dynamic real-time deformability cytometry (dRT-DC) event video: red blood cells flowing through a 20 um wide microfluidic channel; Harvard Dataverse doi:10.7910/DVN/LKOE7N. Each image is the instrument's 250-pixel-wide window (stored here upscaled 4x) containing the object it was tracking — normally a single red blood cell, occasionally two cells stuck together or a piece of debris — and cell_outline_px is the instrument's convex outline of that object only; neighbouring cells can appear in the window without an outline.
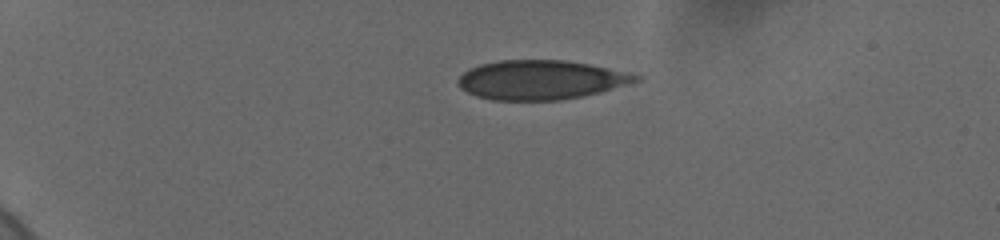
{"species": "human", "species_latin": "Homo sapiens", "temperature_condition": "cold", "stored_images_in_passage": 44, "camera_frame_rate_fps": 3000, "um_per_image_px": 0.085, "donor": {"sex": "female"}, "frame": {"image": 1, "passage_image": 1, "time_ms": 0.0, "image_size_px": [1000, 240], "cell_outline_px": [[644, 80], [580, 96], [560, 100], [492, 100], [476, 96], [460, 88], [456, 80], [468, 68], [480, 64], [500, 60], [564, 60], [588, 64], [632, 72], [644, 76]], "centroid_in_image_um": [45.98, 6.78], "position_along_channel_um": 39.0, "area_um2": 40.75}}
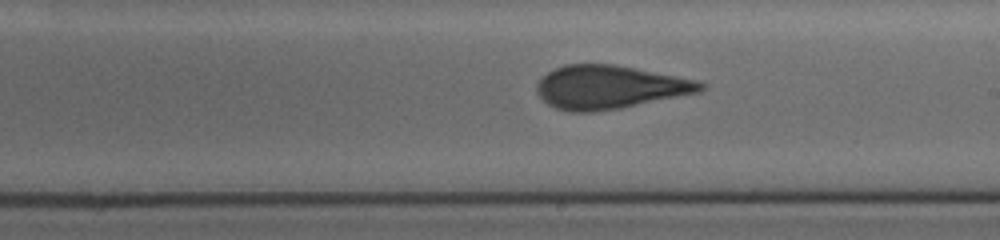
{"frame": {"image": 2, "passage_image": 23, "time_ms": 7.333, "image_size_px": [1000, 240], "cell_outline_px": [[704, 88], [700, 92], [620, 108], [592, 112], [568, 112], [556, 108], [548, 104], [536, 92], [536, 84], [552, 68], [564, 64], [616, 64], [696, 80], [704, 84]], "centroid_in_image_um": [51.77, 7.4], "position_along_channel_um": 237.2, "area_um2": 41.33}}
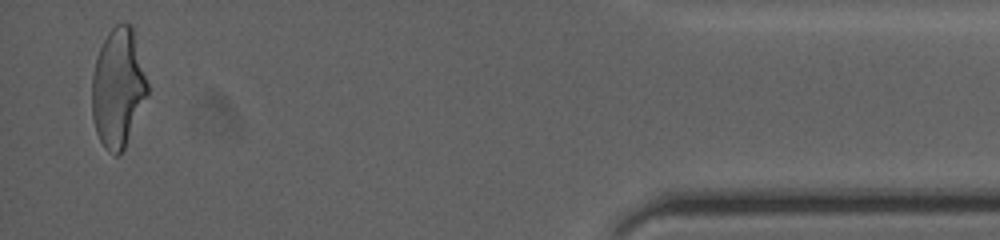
{"frame": {"image": 3, "passage_image": 43, "time_ms": 14.0, "image_size_px": [1000, 240], "cell_outline_px": [[148, 96], [124, 148], [120, 156], [116, 156], [108, 152], [104, 148], [96, 132], [92, 116], [92, 76], [96, 60], [100, 48], [108, 32], [116, 24], [132, 24], [148, 84]], "centroid_in_image_um": [10.04, 7.5], "position_along_channel_um": 425.2, "area_um2": 38.49}, "authors_computed_cell_mechanics": {"area_um2": 41.1247, "velocity_mm_per_s": 3.6777, "shape_relaxation_time_tau1_ms": 9.0116, "shape_relaxation_time_tau2_ms": 0.9837, "deformation_change_tau1": 0.2004, "deformation_change_tau2": 0.0838}}